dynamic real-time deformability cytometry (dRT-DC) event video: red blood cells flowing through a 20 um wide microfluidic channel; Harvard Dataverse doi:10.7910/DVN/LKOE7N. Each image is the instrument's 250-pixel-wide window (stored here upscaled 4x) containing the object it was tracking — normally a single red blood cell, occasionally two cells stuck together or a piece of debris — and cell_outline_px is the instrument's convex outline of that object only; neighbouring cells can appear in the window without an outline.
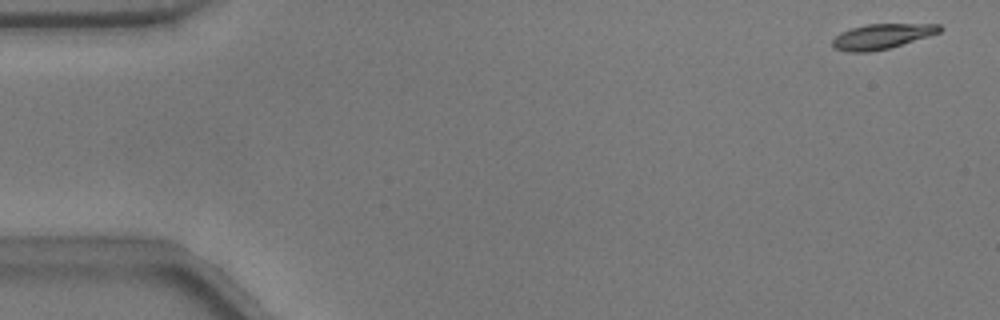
{"species": "common noctule bat (a hibernating species)", "species_latin": "Nyctalus noctula", "temperature_condition": "warm", "stored_images_in_passage": 45, "camera_frame_rate_fps": 3000, "um_per_image_px": 0.085, "animal": {"sex": "male", "body_mass_g": 17.9}, "frame": {"image": 1, "passage_image": 1, "time_ms": 0.0, "image_size_px": [1000, 320], "cell_outline_px": [[944, 28], [940, 32], [928, 36], [888, 48], [868, 52], [848, 52], [832, 48], [832, 40], [840, 32], [852, 28], [868, 24], [940, 24]], "centroid_in_image_um": [74.93, 3.09], "position_along_channel_um": 10.1, "area_um2": 15.55}}
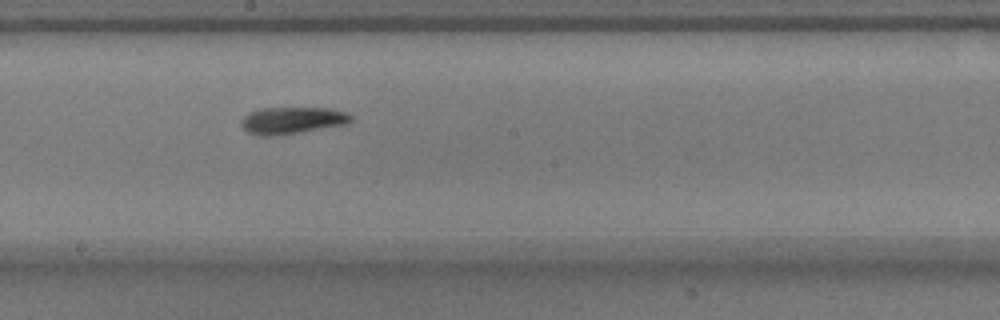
{"frame": {"image": 2, "passage_image": 28, "time_ms": 9.0, "image_size_px": [1000, 320], "cell_outline_px": [[352, 120], [348, 124], [276, 136], [260, 136], [248, 132], [240, 124], [240, 120], [248, 112], [264, 108], [328, 108], [344, 112], [352, 116]], "centroid_in_image_um": [24.81, 10.24], "position_along_channel_um": 223.4, "area_um2": 17.22}}
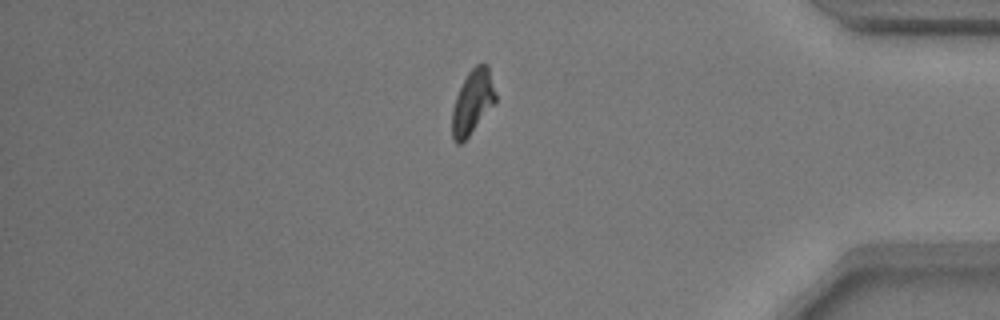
{"frame": {"image": 3, "passage_image": 44, "time_ms": 14.333, "image_size_px": [1000, 320], "cell_outline_px": [[496, 100], [468, 136], [460, 144], [456, 144], [452, 140], [452, 108], [456, 96], [468, 72], [476, 64], [488, 64], [496, 92]], "centroid_in_image_um": [40.15, 8.65], "position_along_channel_um": 395.0, "area_um2": 16.01}}